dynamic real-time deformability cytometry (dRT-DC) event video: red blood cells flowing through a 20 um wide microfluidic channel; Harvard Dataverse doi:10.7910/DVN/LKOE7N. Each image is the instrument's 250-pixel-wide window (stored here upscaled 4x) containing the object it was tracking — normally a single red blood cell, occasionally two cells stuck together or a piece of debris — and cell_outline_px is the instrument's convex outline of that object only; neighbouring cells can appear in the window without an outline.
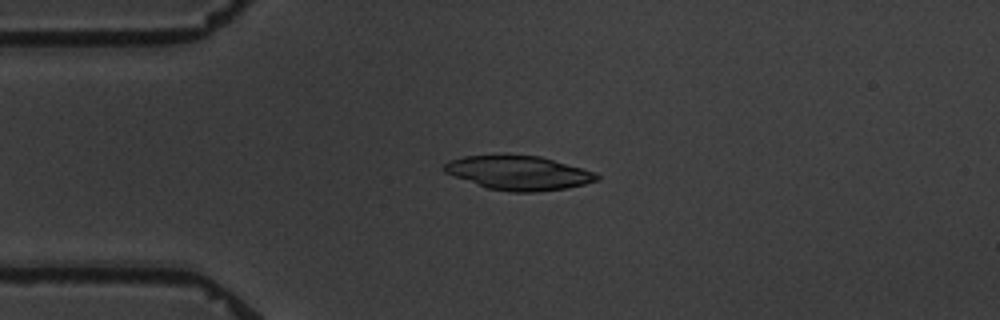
{"species": "common noctule bat (a hibernating species)", "species_latin": "Nyctalus noctula", "temperature_condition": "warm", "stored_images_in_passage": 5, "camera_frame_rate_fps": 3000, "um_per_image_px": 0.085, "animal": {"sex": "male", "body_mass_g": 19.5, "forearm_length_mm": 54.6}, "frame": {"image": 1, "passage_image": 4, "time_ms": 4.0, "image_size_px": [1000, 320], "cell_outline_px": [[600, 180], [568, 188], [536, 192], [512, 192], [488, 188], [444, 172], [440, 168], [448, 160], [464, 156], [500, 152], [508, 152], [540, 156], [596, 172], [600, 176]], "centroid_in_image_um": [44.05, 14.64], "position_along_channel_um": 40.9, "area_um2": 31.27}}